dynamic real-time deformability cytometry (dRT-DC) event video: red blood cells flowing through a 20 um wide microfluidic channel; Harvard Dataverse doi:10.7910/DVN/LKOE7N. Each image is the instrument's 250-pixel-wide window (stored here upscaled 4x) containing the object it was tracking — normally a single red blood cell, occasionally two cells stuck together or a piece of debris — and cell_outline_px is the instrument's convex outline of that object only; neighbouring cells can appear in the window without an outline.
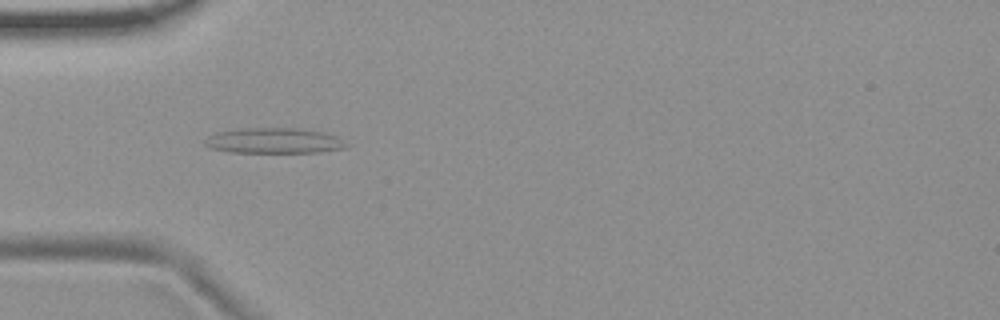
{"species": "common noctule bat (a hibernating species)", "species_latin": "Nyctalus noctula", "temperature_condition": "room temperature", "stored_images_in_passage": 36, "camera_frame_rate_fps": 3000, "um_per_image_px": 0.085, "animal": {"sex": "female", "body_mass_g": 19.9}, "frame": {"image": 1, "passage_image": 2, "time_ms": 0.333, "image_size_px": [1000, 320], "cell_outline_px": [[344, 148], [316, 152], [228, 152], [212, 148], [204, 144], [204, 140], [208, 136], [216, 132], [244, 128], [300, 128], [324, 132], [336, 136], [344, 144]], "centroid_in_image_um": [23.22, 11.95], "position_along_channel_um": 61.8, "area_um2": 20.69}}
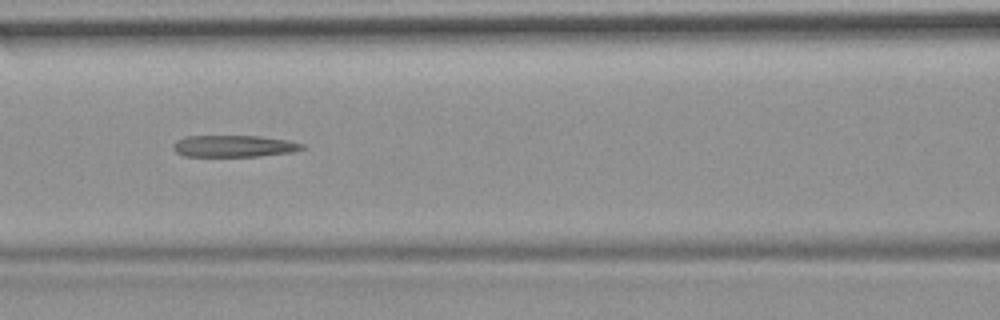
{"frame": {"image": 2, "passage_image": 9, "time_ms": 2.667, "image_size_px": [1000, 320], "cell_outline_px": [[308, 148], [292, 152], [260, 156], [184, 156], [176, 152], [172, 148], [172, 144], [176, 140], [188, 136], [260, 136], [288, 140], [308, 144]], "centroid_in_image_um": [19.95, 12.42], "position_along_channel_um": 146.6, "area_um2": 16.59}}
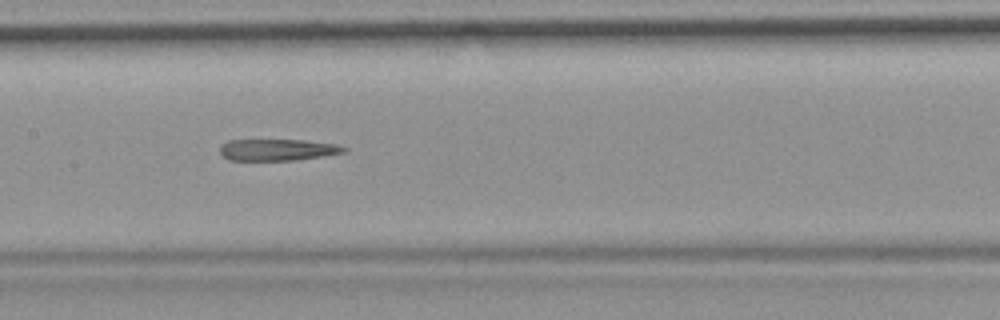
{"frame": {"image": 3, "passage_image": 12, "time_ms": 3.667, "image_size_px": [1000, 320], "cell_outline_px": [[348, 148], [344, 152], [324, 156], [296, 160], [228, 160], [220, 152], [220, 148], [228, 140], [304, 140], [336, 144]], "centroid_in_image_um": [23.61, 12.73], "position_along_channel_um": 183.8, "area_um2": 15.49}}